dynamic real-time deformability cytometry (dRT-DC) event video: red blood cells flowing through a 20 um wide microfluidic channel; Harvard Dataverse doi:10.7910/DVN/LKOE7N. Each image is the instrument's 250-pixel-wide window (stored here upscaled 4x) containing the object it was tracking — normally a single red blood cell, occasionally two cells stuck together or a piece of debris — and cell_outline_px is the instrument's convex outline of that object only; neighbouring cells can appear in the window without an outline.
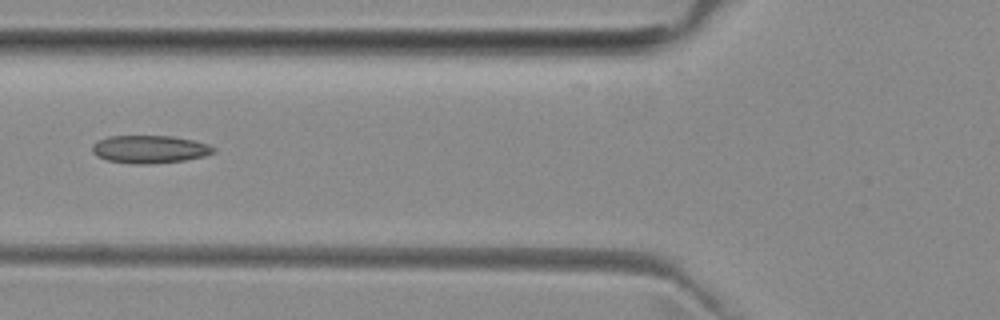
{"species": "common noctule bat (a hibernating species)", "species_latin": "Nyctalus noctula", "temperature_condition": "room temperature", "stored_images_in_passage": 6, "camera_frame_rate_fps": 3000, "um_per_image_px": 0.085, "animal": {"sex": "female", "body_mass_g": 29.2, "forearm_length_mm": 56.3}, "frame": {"image": 1, "passage_image": 6, "time_ms": 6.0, "image_size_px": [1000, 320], "cell_outline_px": [[216, 152], [204, 156], [184, 160], [148, 164], [132, 164], [108, 160], [96, 156], [92, 152], [92, 144], [96, 140], [108, 136], [172, 136], [192, 140], [208, 144], [216, 148]], "centroid_in_image_um": [12.7, 12.68], "position_along_channel_um": 113.1, "area_um2": 19.77}}